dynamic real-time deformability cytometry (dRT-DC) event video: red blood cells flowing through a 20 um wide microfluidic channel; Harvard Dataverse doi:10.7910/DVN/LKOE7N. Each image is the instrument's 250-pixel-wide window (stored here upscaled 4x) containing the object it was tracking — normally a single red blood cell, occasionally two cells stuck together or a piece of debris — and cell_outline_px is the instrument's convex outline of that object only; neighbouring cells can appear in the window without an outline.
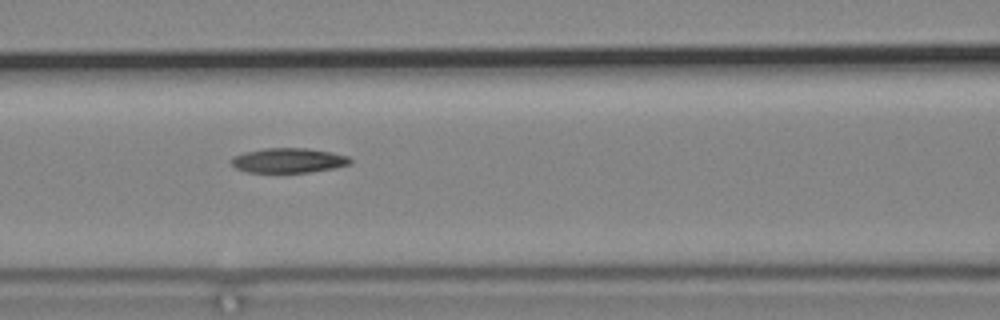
{"species": "common noctule bat (a hibernating species)", "species_latin": "Nyctalus noctula", "temperature_condition": "cold", "stored_images_in_passage": 9, "camera_frame_rate_fps": 3000, "um_per_image_px": 0.085, "animal": {"sex": "male", "body_mass_g": 19.2, "forearm_length_mm": 51.8}, "frame": {"image": 1, "passage_image": 6, "time_ms": 5.667, "image_size_px": [1000, 320], "cell_outline_px": [[352, 164], [336, 168], [308, 172], [244, 172], [236, 168], [228, 160], [232, 156], [244, 152], [264, 148], [308, 148], [332, 152], [348, 156], [352, 160]], "centroid_in_image_um": [24.51, 13.63], "position_along_channel_um": 142.1, "area_um2": 17.4}}
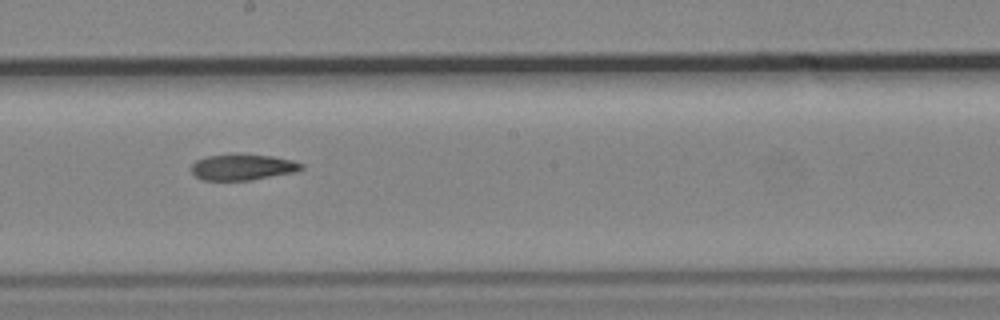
{"frame": {"image": 2, "passage_image": 8, "time_ms": 8.0, "image_size_px": [1000, 320], "cell_outline_px": [[304, 168], [296, 172], [252, 180], [204, 180], [196, 176], [192, 172], [192, 164], [196, 160], [208, 156], [232, 152], [236, 152], [272, 156], [292, 160], [304, 164]], "centroid_in_image_um": [20.65, 14.18], "position_along_channel_um": 227.6, "area_um2": 17.11}}
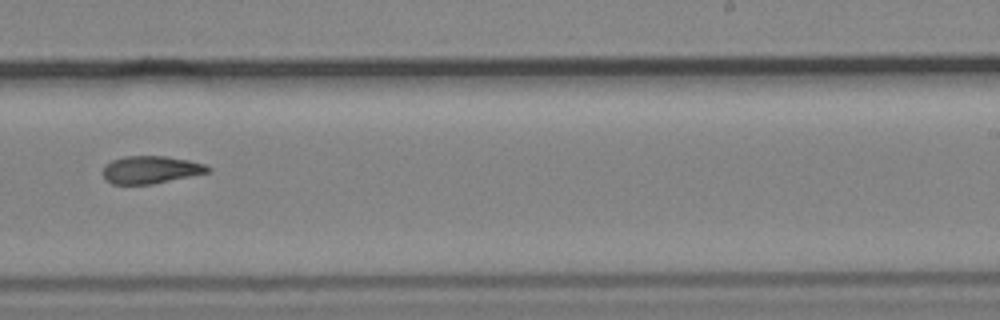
{"frame": {"image": 3, "passage_image": 9, "time_ms": 9.333, "image_size_px": [1000, 320], "cell_outline_px": [[212, 172], [152, 184], [112, 184], [104, 176], [104, 164], [112, 160], [124, 156], [164, 156], [188, 160], [204, 164], [212, 168]], "centroid_in_image_um": [12.85, 14.42], "position_along_channel_um": 276.2, "area_um2": 16.88}}